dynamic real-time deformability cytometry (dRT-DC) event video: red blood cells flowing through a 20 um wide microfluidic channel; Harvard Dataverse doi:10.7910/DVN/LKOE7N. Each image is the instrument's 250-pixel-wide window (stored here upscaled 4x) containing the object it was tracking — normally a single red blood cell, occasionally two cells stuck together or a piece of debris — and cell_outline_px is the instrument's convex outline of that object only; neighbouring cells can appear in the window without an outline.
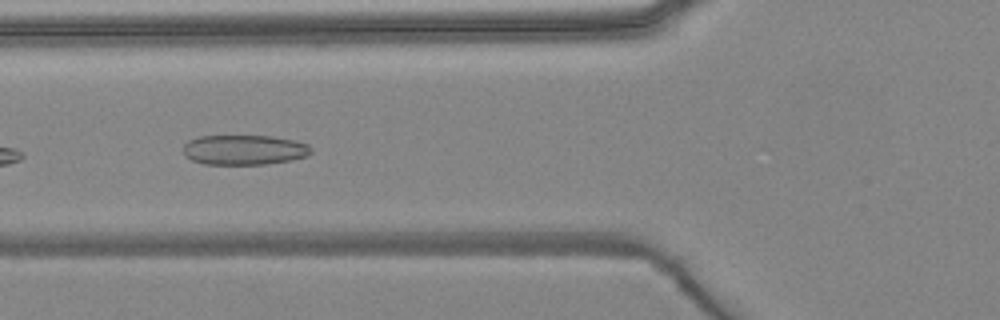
{"species": "common noctule bat (a hibernating species)", "species_latin": "Nyctalus noctula", "temperature_condition": "warm", "stored_images_in_passage": 3, "camera_frame_rate_fps": 3000, "um_per_image_px": 0.085, "animal": {"sex": "female", "body_mass_g": 24.6, "forearm_length_mm": 56.2}, "frame": {"image": 1, "passage_image": 2, "time_ms": 1.0, "image_size_px": [1000, 320], "cell_outline_px": [[312, 152], [308, 156], [288, 160], [264, 164], [204, 164], [192, 160], [184, 156], [184, 144], [188, 140], [200, 136], [272, 136], [292, 140], [308, 144], [312, 148]], "centroid_in_image_um": [20.74, 12.73], "position_along_channel_um": 105.1, "area_um2": 22.25}}
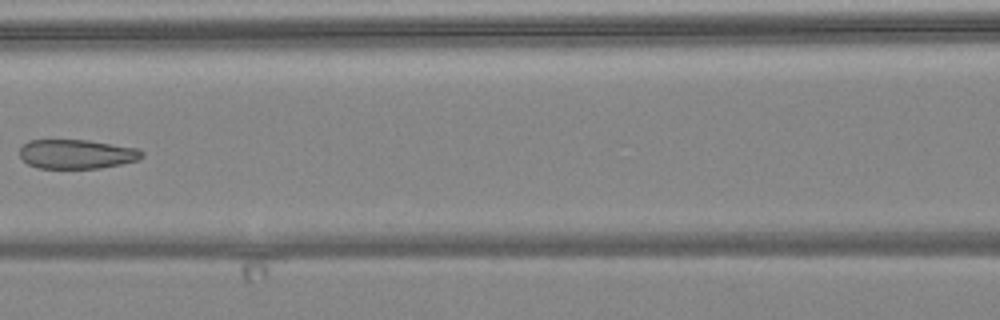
{"frame": {"image": 2, "passage_image": 3, "time_ms": 2.333, "image_size_px": [1000, 320], "cell_outline_px": [[144, 156], [136, 160], [120, 164], [100, 168], [36, 168], [28, 164], [20, 156], [20, 148], [28, 140], [88, 140], [140, 148], [144, 152]], "centroid_in_image_um": [6.54, 13.09], "position_along_channel_um": 160.1, "area_um2": 20.92}}